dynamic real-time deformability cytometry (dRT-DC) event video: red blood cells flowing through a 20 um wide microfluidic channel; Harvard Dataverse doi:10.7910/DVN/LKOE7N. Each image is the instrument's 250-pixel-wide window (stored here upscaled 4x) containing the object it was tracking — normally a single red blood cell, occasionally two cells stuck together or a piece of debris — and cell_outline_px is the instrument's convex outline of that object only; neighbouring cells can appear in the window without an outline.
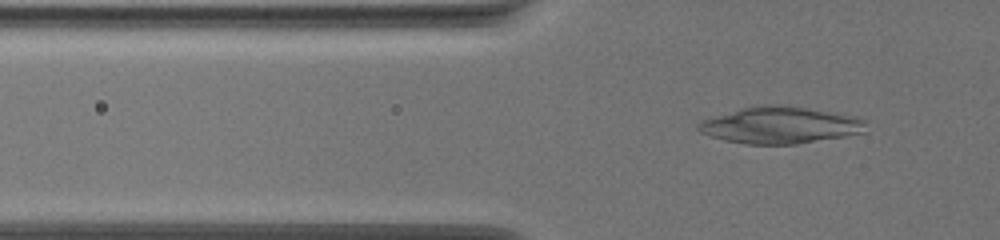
{"species": "common noctule bat (a hibernating species)", "species_latin": "Nyctalus noctula", "temperature_condition": "warm", "stored_images_in_passage": 59, "camera_frame_rate_fps": 3000, "um_per_image_px": 0.085, "animal": {"sex": "female", "body_mass_g": 19.5, "forearm_length_mm": 54.1}, "frame": {"image": 1, "passage_image": 22, "time_ms": 7.0, "image_size_px": [1000, 240], "cell_outline_px": [[864, 132], [848, 136], [796, 144], [744, 144], [724, 140], [700, 132], [696, 128], [696, 124], [704, 120], [756, 104], [780, 104], [856, 116], [864, 120]], "centroid_in_image_um": [66.32, 10.64], "position_along_channel_um": 59.5, "area_um2": 35.66}}
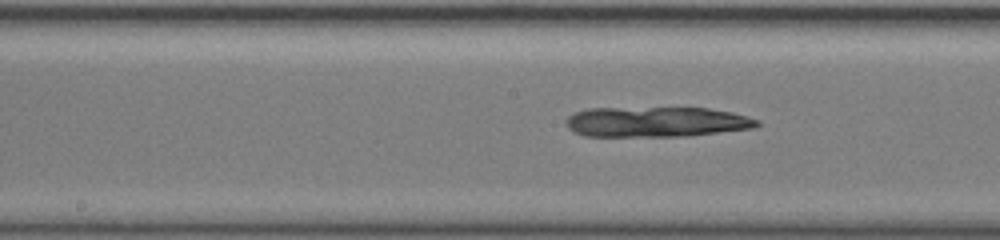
{"frame": {"image": 2, "passage_image": 34, "time_ms": 11.0, "image_size_px": [1000, 240], "cell_outline_px": [[760, 124], [756, 128], [688, 136], [584, 136], [572, 132], [568, 128], [568, 116], [576, 112], [588, 108], [708, 108], [748, 116], [760, 120]], "centroid_in_image_um": [55.82, 10.36], "position_along_channel_um": 192.4, "area_um2": 33.7}}
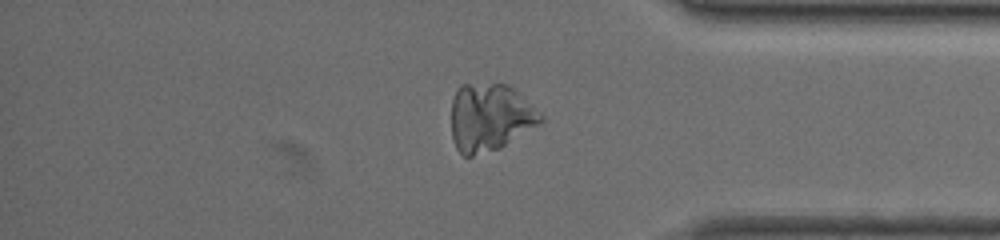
{"frame": {"image": 3, "passage_image": 51, "time_ms": 16.667, "image_size_px": [1000, 240], "cell_outline_px": [[544, 120], [540, 124], [500, 148], [472, 156], [464, 156], [456, 148], [452, 140], [452, 100], [456, 88], [460, 84], [508, 84], [544, 116]], "centroid_in_image_um": [41.63, 9.98], "position_along_channel_um": 393.6, "area_um2": 35.2}}